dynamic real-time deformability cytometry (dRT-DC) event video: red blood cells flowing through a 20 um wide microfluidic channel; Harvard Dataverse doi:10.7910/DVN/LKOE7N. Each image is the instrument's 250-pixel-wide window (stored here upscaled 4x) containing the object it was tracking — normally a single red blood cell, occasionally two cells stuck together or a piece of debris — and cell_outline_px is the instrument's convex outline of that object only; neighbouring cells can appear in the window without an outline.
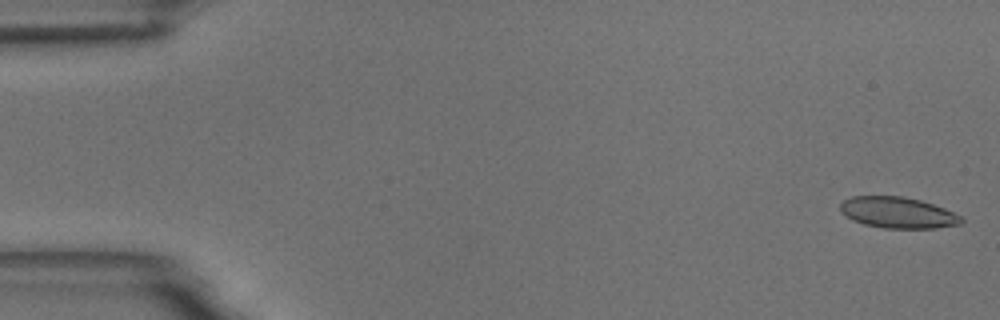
{"species": "common noctule bat (a hibernating species)", "species_latin": "Nyctalus noctula", "temperature_condition": "room temperature", "stored_images_in_passage": 17, "camera_frame_rate_fps": 3000, "um_per_image_px": 0.085, "animal": {"sex": "male", "body_mass_g": 18.8}, "frame": {"image": 1, "passage_image": 1, "time_ms": 0.0, "image_size_px": [1000, 320], "cell_outline_px": [[964, 220], [960, 224], [936, 228], [884, 228], [864, 224], [852, 220], [840, 212], [840, 204], [844, 200], [852, 196], [904, 196], [920, 200], [944, 208], [960, 216]], "centroid_in_image_um": [76.29, 18.07], "position_along_channel_um": 8.7, "area_um2": 21.91}}